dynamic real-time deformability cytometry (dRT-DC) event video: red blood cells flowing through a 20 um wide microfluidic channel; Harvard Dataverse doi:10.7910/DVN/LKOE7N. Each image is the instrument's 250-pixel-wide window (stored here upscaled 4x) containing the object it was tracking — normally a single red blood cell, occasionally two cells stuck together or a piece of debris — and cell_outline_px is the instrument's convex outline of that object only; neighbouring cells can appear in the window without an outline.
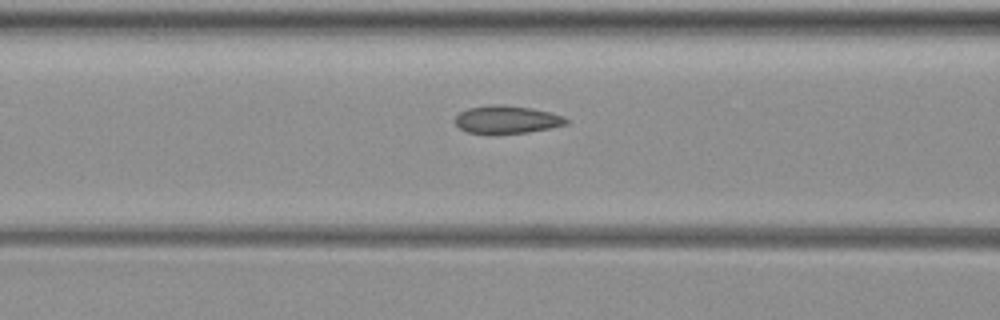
{"species": "common noctule bat (a hibernating species)", "species_latin": "Nyctalus noctula", "temperature_condition": "warm", "stored_images_in_passage": 36, "camera_frame_rate_fps": 3000, "um_per_image_px": 0.085, "animal": {"sex": "female", "body_mass_g": 19.3, "forearm_length_mm": 54.1}, "frame": {"image": 1, "passage_image": 4, "time_ms": 1.0, "image_size_px": [1000, 320], "cell_outline_px": [[568, 124], [552, 128], [528, 132], [468, 132], [460, 128], [456, 124], [456, 116], [460, 112], [468, 108], [492, 104], [504, 104], [532, 108], [552, 112], [564, 116], [568, 120]], "centroid_in_image_um": [43.15, 10.13], "position_along_channel_um": 123.5, "area_um2": 17.8}}
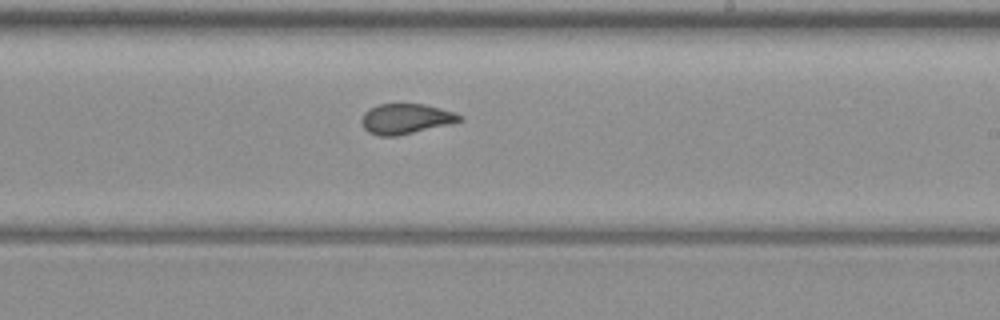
{"frame": {"image": 2, "passage_image": 17, "time_ms": 5.333, "image_size_px": [1000, 320], "cell_outline_px": [[464, 120], [448, 124], [396, 136], [380, 136], [368, 132], [364, 128], [360, 120], [364, 112], [380, 104], [424, 104], [440, 108], [464, 116]], "centroid_in_image_um": [34.48, 10.1], "position_along_channel_um": 254.5, "area_um2": 17.05}}
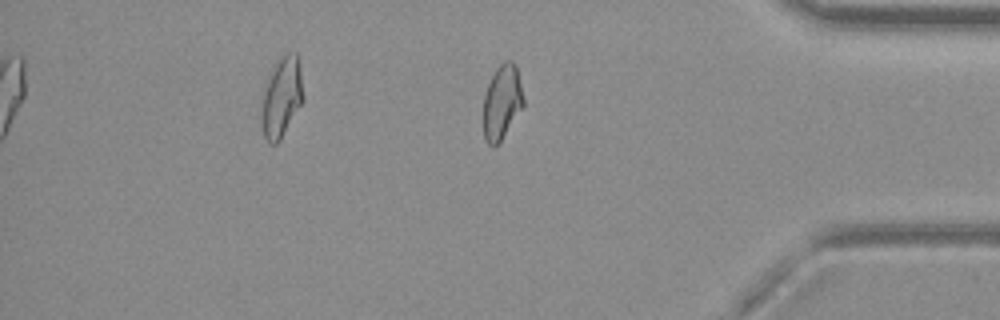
{"frame": {"image": 3, "passage_image": 33, "time_ms": 10.667, "image_size_px": [1000, 320], "cell_outline_px": [[524, 104], [500, 140], [492, 148], [484, 140], [484, 96], [488, 84], [496, 68], [504, 60], [512, 60], [516, 64], [524, 96]], "centroid_in_image_um": [42.67, 8.63], "position_along_channel_um": 392.5, "area_um2": 17.22}}